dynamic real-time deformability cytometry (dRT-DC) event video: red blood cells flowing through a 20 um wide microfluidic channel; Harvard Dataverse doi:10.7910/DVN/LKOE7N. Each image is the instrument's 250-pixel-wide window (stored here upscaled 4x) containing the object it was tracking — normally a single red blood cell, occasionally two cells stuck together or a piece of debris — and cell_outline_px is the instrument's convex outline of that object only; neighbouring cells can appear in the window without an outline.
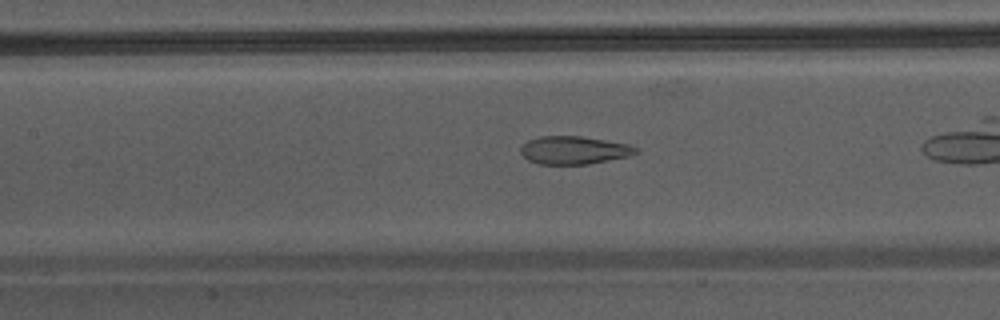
{"species": "Egyptian fruit bat (a non-hibernating species)", "species_latin": "Rousettus aegyptiacus", "temperature_condition": "warm", "stored_images_in_passage": 35, "camera_frame_rate_fps": 3000, "um_per_image_px": 0.085, "animal": {"sex": "male"}, "frame": {"image": 1, "passage_image": 20, "time_ms": 6.333, "image_size_px": [1000, 320], "cell_outline_px": [[640, 152], [628, 156], [588, 164], [540, 164], [528, 160], [520, 152], [520, 148], [528, 140], [540, 136], [580, 136], [628, 144], [636, 148]], "centroid_in_image_um": [48.77, 12.76], "position_along_channel_um": 158.6, "area_um2": 18.61}}